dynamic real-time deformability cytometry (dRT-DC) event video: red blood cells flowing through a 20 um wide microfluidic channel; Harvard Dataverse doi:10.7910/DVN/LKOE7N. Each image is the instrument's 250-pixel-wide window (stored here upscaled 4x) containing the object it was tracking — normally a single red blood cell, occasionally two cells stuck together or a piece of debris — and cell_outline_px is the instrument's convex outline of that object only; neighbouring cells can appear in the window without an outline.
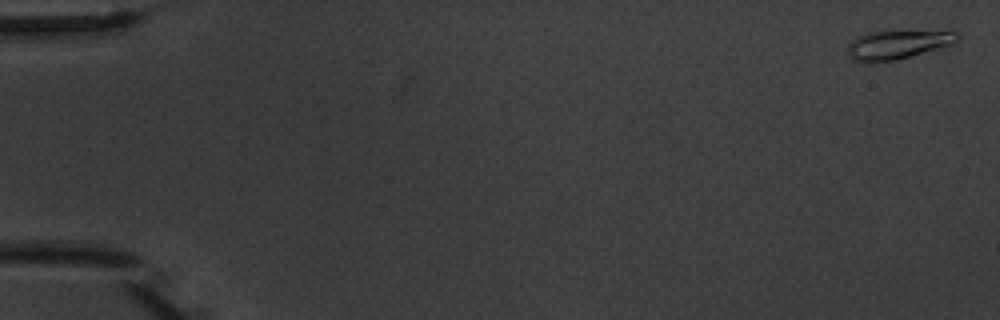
{"species": "common noctule bat (a hibernating species)", "species_latin": "Nyctalus noctula", "temperature_condition": "warm", "stored_images_in_passage": 8, "camera_frame_rate_fps": 3000, "um_per_image_px": 0.085, "animal": {"sex": "male", "body_mass_g": 20.1, "forearm_length_mm": 53.5}, "frame": {"image": 1, "passage_image": 1, "time_ms": 0.0, "image_size_px": [1000, 320], "cell_outline_px": [[960, 40], [952, 44], [908, 56], [892, 60], [852, 60], [848, 56], [848, 44], [856, 36], [868, 32], [960, 32]], "centroid_in_image_um": [76.28, 3.77], "position_along_channel_um": 8.7, "area_um2": 17.51}}
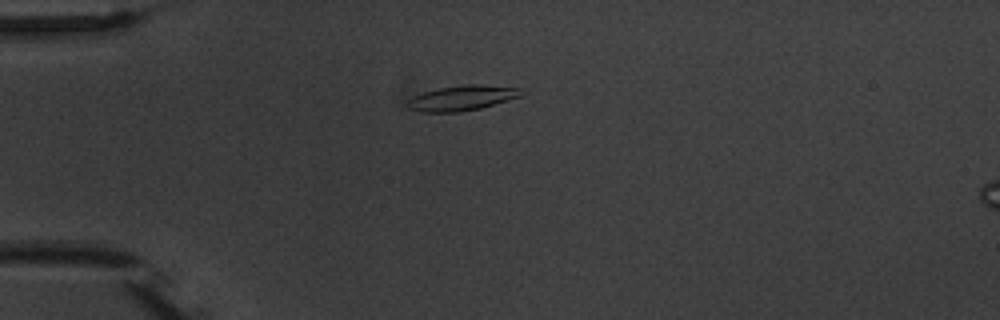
{"frame": {"image": 2, "passage_image": 5, "time_ms": 4.667, "image_size_px": [1000, 320], "cell_outline_px": [[524, 88], [520, 96], [480, 108], [460, 112], [420, 112], [408, 108], [408, 100], [412, 96], [424, 92], [440, 88], [468, 84], [480, 84]], "centroid_in_image_um": [39.27, 8.32], "position_along_channel_um": 45.7, "area_um2": 16.53}}
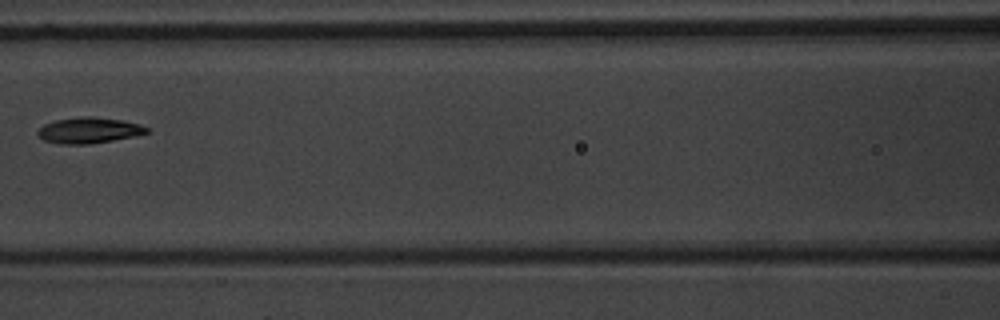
{"frame": {"image": 3, "passage_image": 8, "time_ms": 8.333, "image_size_px": [1000, 320], "cell_outline_px": [[152, 132], [136, 136], [88, 144], [60, 144], [44, 140], [36, 132], [44, 124], [56, 120], [80, 116], [92, 116], [124, 120], [140, 124], [148, 128]], "centroid_in_image_um": [7.6, 11.07], "position_along_channel_um": 159.0, "area_um2": 16.53}}